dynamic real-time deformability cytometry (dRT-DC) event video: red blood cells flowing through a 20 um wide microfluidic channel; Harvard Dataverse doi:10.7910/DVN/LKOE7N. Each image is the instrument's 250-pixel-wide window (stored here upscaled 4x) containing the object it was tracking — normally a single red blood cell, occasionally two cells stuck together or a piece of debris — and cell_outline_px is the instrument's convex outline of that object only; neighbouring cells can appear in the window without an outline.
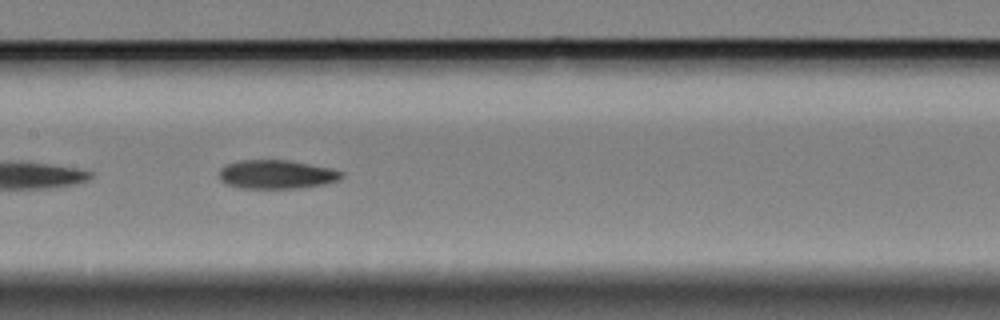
{"species": "Egyptian fruit bat (a non-hibernating species)", "species_latin": "Rousettus aegyptiacus", "temperature_condition": "cold", "stored_images_in_passage": 21, "camera_frame_rate_fps": 3000, "um_per_image_px": 0.085, "animal": {"sex": "female"}, "frame": {"image": 1, "passage_image": 12, "time_ms": 3.667, "image_size_px": [1000, 320], "cell_outline_px": [[344, 176], [340, 180], [328, 184], [300, 188], [240, 188], [224, 184], [220, 180], [220, 168], [236, 160], [288, 160], [332, 168], [344, 172]], "centroid_in_image_um": [23.54, 14.83], "position_along_channel_um": 183.9, "area_um2": 20.87}}